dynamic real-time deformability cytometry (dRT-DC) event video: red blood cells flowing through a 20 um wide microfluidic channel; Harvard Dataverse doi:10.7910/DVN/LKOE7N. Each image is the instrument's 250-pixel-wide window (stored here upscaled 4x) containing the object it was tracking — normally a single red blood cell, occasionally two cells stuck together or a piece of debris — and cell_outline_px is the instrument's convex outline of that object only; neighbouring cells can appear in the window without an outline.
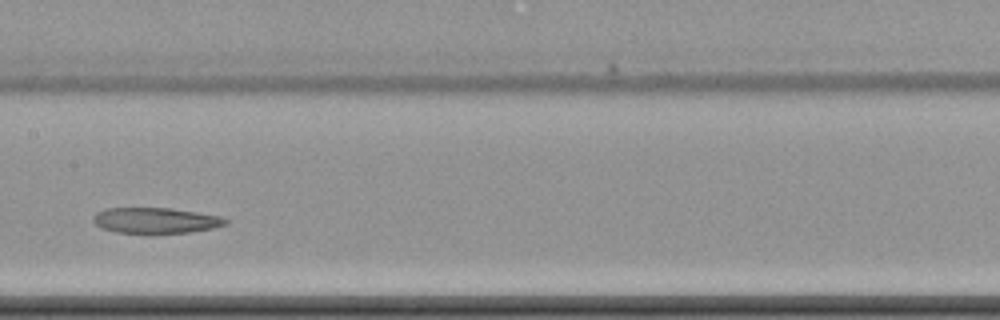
{"species": "common noctule bat (a hibernating species)", "species_latin": "Nyctalus noctula", "temperature_condition": "cold", "stored_images_in_passage": 9, "camera_frame_rate_fps": 3000, "um_per_image_px": 0.085, "animal": {"sex": "female", "body_mass_g": 22.7, "forearm_length_mm": 54.2}, "frame": {"image": 1, "passage_image": 6, "time_ms": 6.0, "image_size_px": [1000, 320], "cell_outline_px": [[228, 224], [212, 228], [188, 232], [152, 236], [148, 236], [116, 232], [100, 228], [92, 220], [92, 216], [96, 212], [104, 208], [172, 208], [220, 216], [228, 220]], "centroid_in_image_um": [13.17, 18.78], "position_along_channel_um": 194.2, "area_um2": 20.69}}
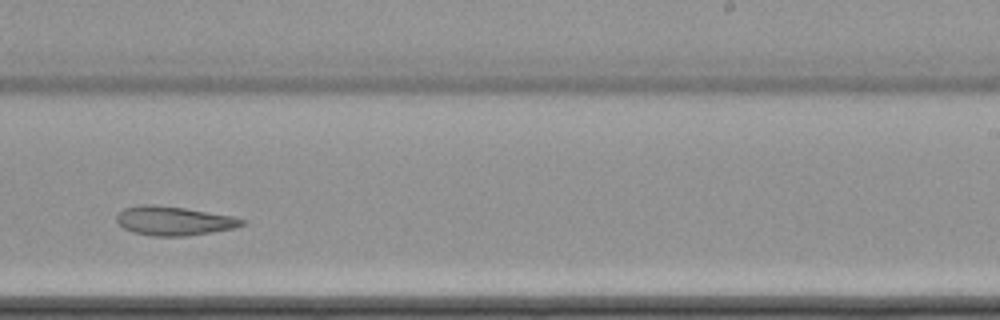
{"frame": {"image": 2, "passage_image": 8, "time_ms": 8.333, "image_size_px": [1000, 320], "cell_outline_px": [[248, 220], [244, 224], [236, 228], [188, 236], [152, 236], [132, 232], [124, 228], [116, 220], [116, 216], [124, 208], [140, 204], [156, 204], [184, 208], [232, 216]], "centroid_in_image_um": [14.79, 18.77], "position_along_channel_um": 274.2, "area_um2": 21.33}}
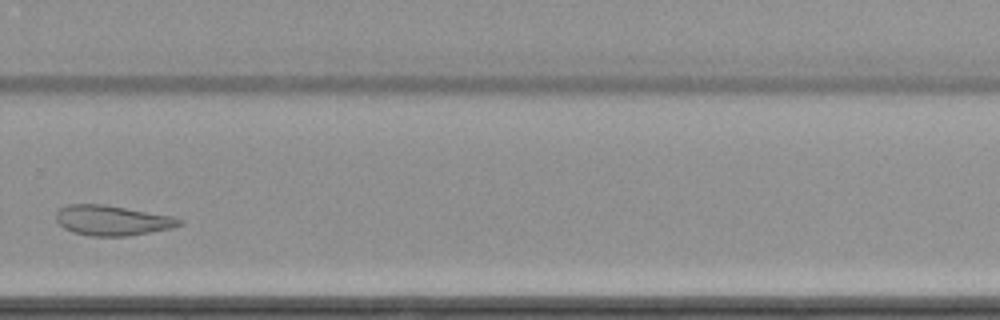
{"frame": {"image": 3, "passage_image": 9, "time_ms": 9.667, "image_size_px": [1000, 320], "cell_outline_px": [[184, 220], [180, 224], [172, 228], [128, 236], [92, 236], [72, 232], [64, 228], [56, 220], [56, 212], [60, 208], [68, 204], [104, 204], [172, 216]], "centroid_in_image_um": [9.52, 18.73], "position_along_channel_um": 320.3, "area_um2": 21.56}}